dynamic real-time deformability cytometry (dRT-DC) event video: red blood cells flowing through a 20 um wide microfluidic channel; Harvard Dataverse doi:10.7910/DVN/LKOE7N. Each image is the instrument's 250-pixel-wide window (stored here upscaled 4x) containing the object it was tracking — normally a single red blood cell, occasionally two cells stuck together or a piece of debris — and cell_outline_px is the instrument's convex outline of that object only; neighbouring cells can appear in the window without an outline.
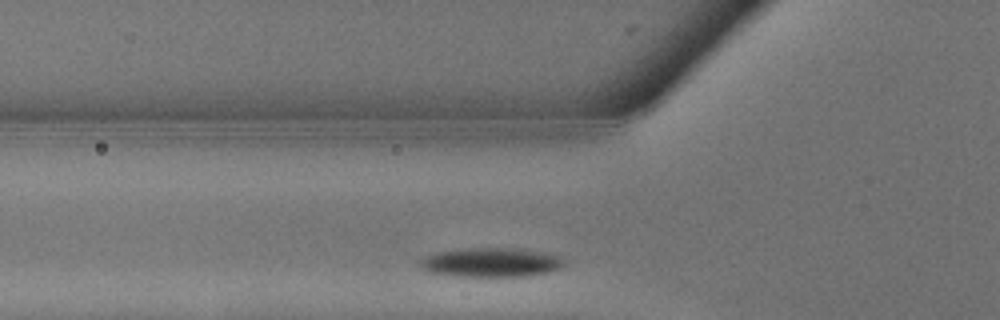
{"species": "common noctule bat (a hibernating species)", "species_latin": "Nyctalus noctula", "temperature_condition": "warm", "stored_images_in_passage": 15, "camera_frame_rate_fps": 3000, "um_per_image_px": 0.085, "animal": {"sex": "male", "body_mass_g": 13.3}, "frame": {"image": 1, "passage_image": 4, "time_ms": 1.0, "image_size_px": [1000, 320], "cell_outline_px": [[568, 260], [560, 268], [528, 276], [456, 276], [432, 272], [420, 268], [420, 260], [428, 256], [440, 252], [464, 248], [512, 248], [540, 252], [560, 256]], "centroid_in_image_um": [41.77, 22.3], "position_along_channel_um": 84.0, "area_um2": 24.16}}
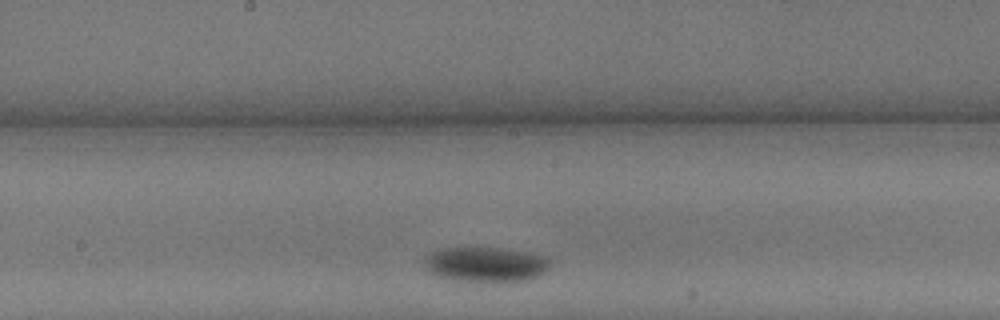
{"frame": {"image": 2, "passage_image": 9, "time_ms": 2.667, "image_size_px": [1000, 320], "cell_outline_px": [[552, 264], [540, 276], [528, 280], [452, 280], [436, 276], [428, 272], [424, 268], [424, 260], [432, 252], [440, 248], [500, 248], [528, 252], [548, 256]], "centroid_in_image_um": [41.3, 22.46], "position_along_channel_um": 206.9, "area_um2": 25.49}}
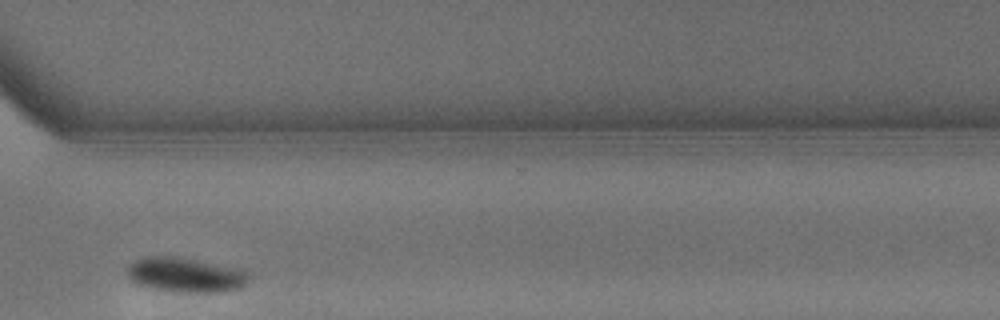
{"frame": {"image": 3, "passage_image": 15, "time_ms": 4.667, "image_size_px": [1000, 320], "cell_outline_px": [[252, 276], [240, 288], [224, 292], [180, 292], [156, 288], [140, 284], [132, 280], [128, 276], [128, 268], [136, 260], [144, 256], [180, 256], [232, 268], [248, 272]], "centroid_in_image_um": [15.8, 23.36], "position_along_channel_um": 354.8, "area_um2": 24.16}}